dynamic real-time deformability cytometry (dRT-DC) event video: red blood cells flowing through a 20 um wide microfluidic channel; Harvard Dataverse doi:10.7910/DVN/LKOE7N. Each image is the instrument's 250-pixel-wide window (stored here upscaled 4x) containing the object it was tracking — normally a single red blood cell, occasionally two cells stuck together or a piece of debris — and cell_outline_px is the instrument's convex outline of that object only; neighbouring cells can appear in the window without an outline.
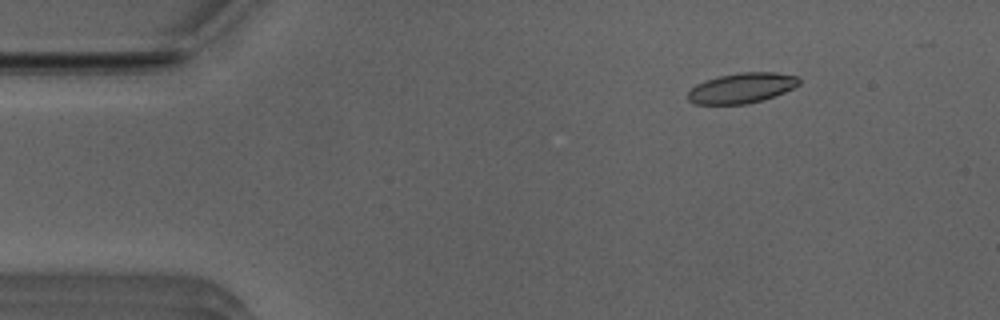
{"species": "Egyptian fruit bat (a non-hibernating species)", "species_latin": "Rousettus aegyptiacus", "temperature_condition": "room temperature", "stored_images_in_passage": 50, "camera_frame_rate_fps": 3000, "um_per_image_px": 0.085, "animal": {"sex": "male"}, "frame": {"image": 1, "passage_image": 7, "time_ms": 2.0, "image_size_px": [1000, 320], "cell_outline_px": [[800, 84], [784, 92], [760, 100], [744, 104], [696, 104], [688, 100], [688, 92], [696, 84], [704, 80], [720, 76], [740, 72], [776, 72], [796, 76], [800, 80]], "centroid_in_image_um": [63.03, 7.47], "position_along_channel_um": 22.0, "area_um2": 19.36}}
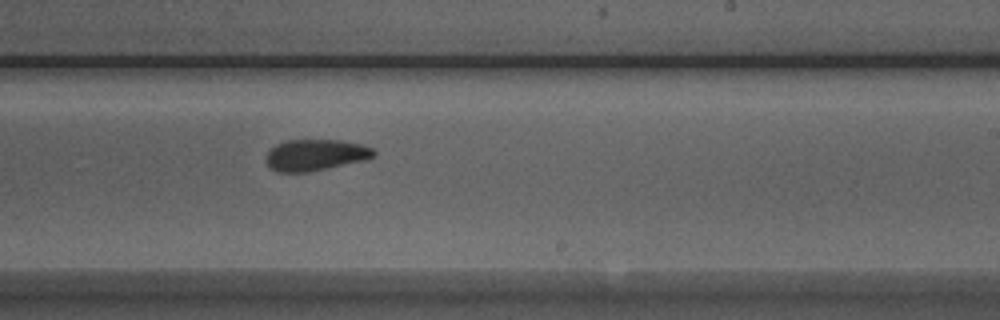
{"frame": {"image": 2, "passage_image": 31, "time_ms": 10.0, "image_size_px": [1000, 320], "cell_outline_px": [[376, 156], [368, 160], [308, 172], [276, 172], [268, 168], [264, 160], [268, 152], [276, 144], [288, 140], [340, 140], [364, 144], [372, 148], [376, 152]], "centroid_in_image_um": [26.83, 13.18], "position_along_channel_um": 262.2, "area_um2": 20.06}}
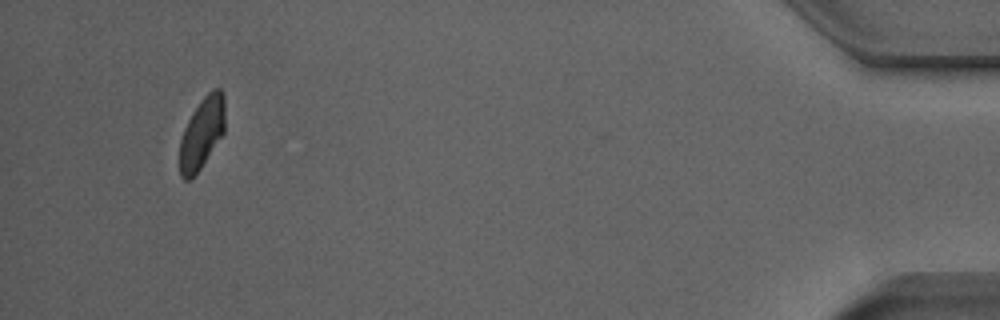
{"frame": {"image": 3, "passage_image": 49, "time_ms": 16.0, "image_size_px": [1000, 320], "cell_outline_px": [[224, 132], [200, 168], [188, 180], [184, 180], [180, 176], [180, 140], [184, 128], [192, 112], [204, 96], [212, 88], [220, 88], [224, 96]], "centroid_in_image_um": [17.15, 11.28], "position_along_channel_um": 418.0, "area_um2": 18.55}, "authors_computed_cell_mechanics": {"area_um2": 20.0566, "velocity_mm_per_s": 3.9424, "shape_relaxation_time_tau1_ms": 2.7817, "shape_relaxation_time_tau2_ms": 1.9663, "deformation_change_tau1": 0.1258, "deformation_change_tau2": 0.081}}